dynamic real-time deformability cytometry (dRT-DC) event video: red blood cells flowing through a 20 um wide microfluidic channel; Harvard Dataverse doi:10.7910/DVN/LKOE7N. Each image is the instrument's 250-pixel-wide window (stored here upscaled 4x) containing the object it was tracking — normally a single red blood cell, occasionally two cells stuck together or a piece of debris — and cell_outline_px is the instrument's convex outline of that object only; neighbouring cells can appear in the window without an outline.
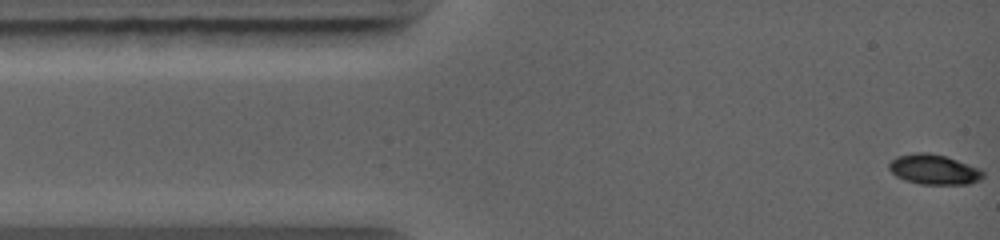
{"species": "common noctule bat (a hibernating species)", "species_latin": "Nyctalus noctula", "temperature_condition": "warm", "stored_images_in_passage": 19, "camera_frame_rate_fps": 5000, "um_per_image_px": 0.085, "animal": {"sex": "female", "body_mass_g": 19.0, "forearm_length_mm": 56.7}, "frame": {"image": 1, "passage_image": 1, "time_ms": 0.0, "image_size_px": [1000, 240], "cell_outline_px": [[984, 176], [980, 180], [968, 184], [920, 184], [904, 180], [896, 176], [888, 168], [888, 164], [896, 156], [912, 152], [928, 152], [944, 156], [980, 168], [984, 172]], "centroid_in_image_um": [79.36, 14.4], "position_along_channel_um": 5.6, "area_um2": 16.53}}
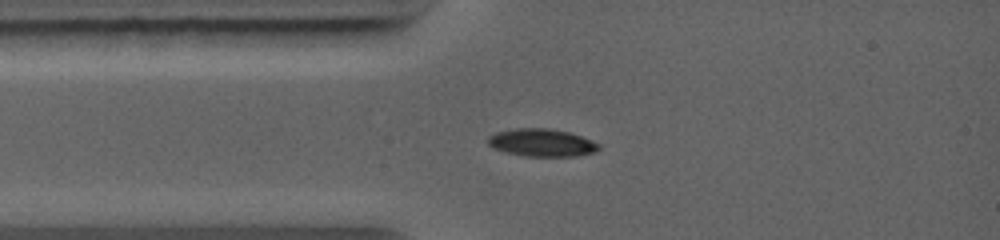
{"frame": {"image": 2, "passage_image": 13, "time_ms": 2.2, "image_size_px": [1000, 240], "cell_outline_px": [[600, 148], [596, 152], [576, 156], [524, 156], [504, 152], [492, 148], [488, 144], [488, 136], [496, 132], [516, 128], [548, 128], [568, 132], [592, 140], [600, 144]], "centroid_in_image_um": [46.04, 12.13], "position_along_channel_um": 39.0, "area_um2": 17.98}}
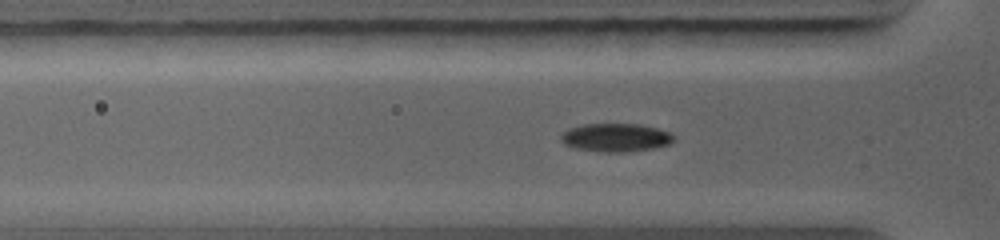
{"frame": {"image": 3, "passage_image": 17, "time_ms": 3.0, "image_size_px": [1000, 240], "cell_outline_px": [[676, 140], [672, 144], [652, 148], [628, 152], [604, 152], [576, 148], [564, 144], [560, 140], [560, 136], [568, 128], [580, 124], [640, 124], [672, 132], [676, 136]], "centroid_in_image_um": [52.38, 11.68], "position_along_channel_um": 73.4, "area_um2": 18.9}}